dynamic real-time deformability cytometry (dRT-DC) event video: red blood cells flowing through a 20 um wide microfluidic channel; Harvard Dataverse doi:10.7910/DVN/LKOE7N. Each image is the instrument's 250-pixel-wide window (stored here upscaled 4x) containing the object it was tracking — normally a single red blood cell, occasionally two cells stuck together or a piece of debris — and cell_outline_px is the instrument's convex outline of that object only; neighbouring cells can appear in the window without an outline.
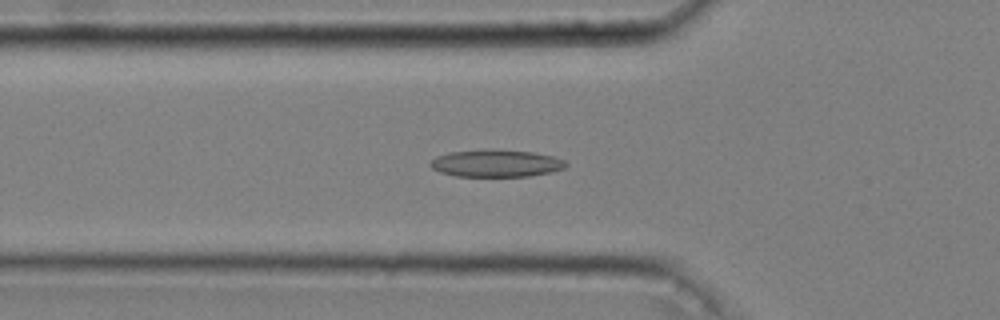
{"species": "common noctule bat (a hibernating species)", "species_latin": "Nyctalus noctula", "temperature_condition": "cold", "stored_images_in_passage": 48, "camera_frame_rate_fps": 3000, "um_per_image_px": 0.085, "animal": {"sex": "male", "body_mass_g": 20.4}, "frame": {"image": 1, "passage_image": 14, "time_ms": 4.333, "image_size_px": [1000, 320], "cell_outline_px": [[568, 164], [564, 168], [552, 172], [528, 176], [456, 176], [440, 172], [432, 168], [428, 164], [436, 156], [448, 152], [492, 148], [532, 152], [552, 156], [564, 160]], "centroid_in_image_um": [42.15, 13.87], "position_along_channel_um": 83.7, "area_um2": 21.73}}
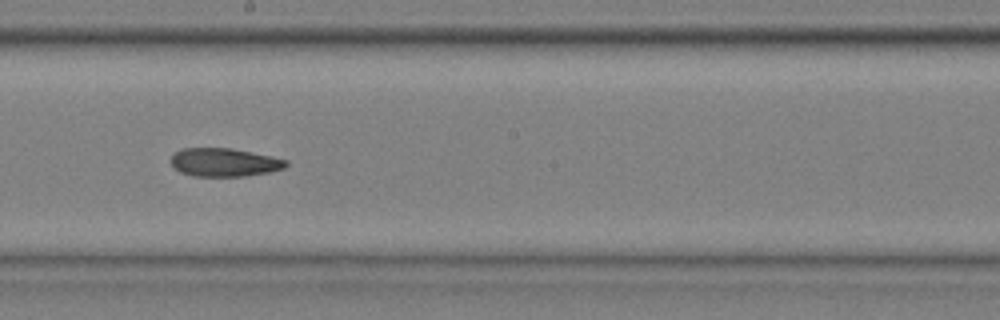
{"frame": {"image": 2, "passage_image": 26, "time_ms": 8.333, "image_size_px": [1000, 320], "cell_outline_px": [[288, 164], [284, 168], [268, 172], [244, 176], [192, 176], [180, 172], [168, 160], [180, 148], [232, 148], [272, 156], [288, 160]], "centroid_in_image_um": [19.05, 13.79], "position_along_channel_um": 229.1, "area_um2": 19.07}}
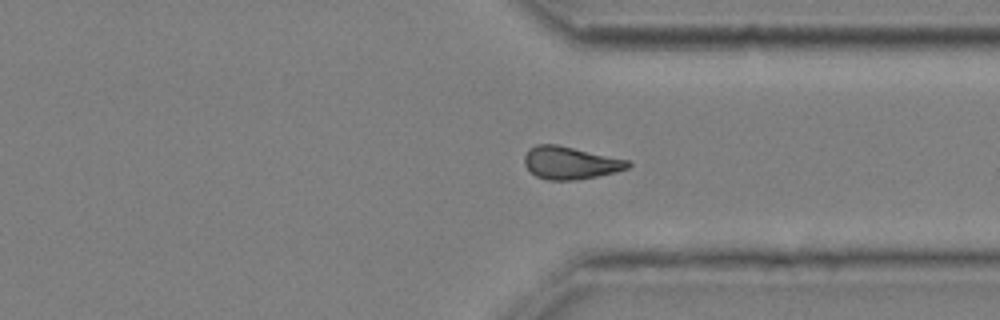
{"frame": {"image": 3, "passage_image": 37, "time_ms": 12.0, "image_size_px": [1000, 320], "cell_outline_px": [[632, 164], [628, 168], [616, 172], [576, 180], [548, 180], [536, 176], [524, 164], [524, 156], [528, 148], [536, 144], [556, 144], [628, 160]], "centroid_in_image_um": [48.45, 13.84], "position_along_channel_um": 362.9, "area_um2": 19.59}, "authors_computed_cell_mechanics": {"area_um2": 19.6809, "velocity_mm_per_s": 3.6301, "shape_relaxation_time_tau1_ms": null, "shape_relaxation_time_tau2_ms": 4.4855, "deformation_change_tau1": null, "deformation_change_tau2": 0.1118}}